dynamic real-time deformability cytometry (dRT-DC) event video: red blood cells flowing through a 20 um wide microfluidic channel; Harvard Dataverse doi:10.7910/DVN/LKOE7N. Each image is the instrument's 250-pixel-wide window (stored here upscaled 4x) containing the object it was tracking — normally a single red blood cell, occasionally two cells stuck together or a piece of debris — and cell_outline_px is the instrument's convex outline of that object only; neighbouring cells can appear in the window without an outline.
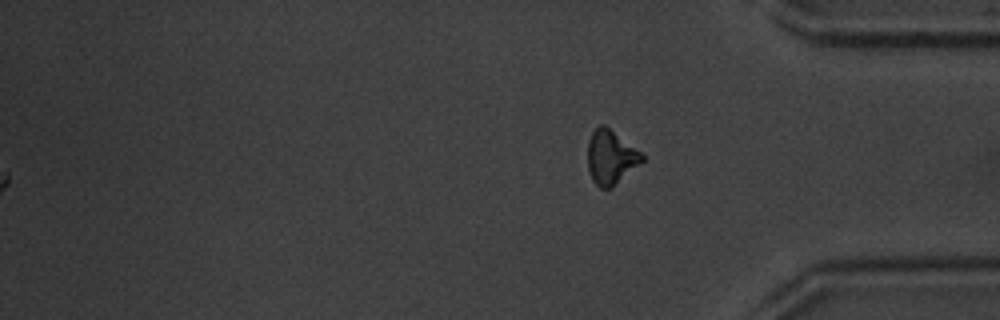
{"species": "common noctule bat (a hibernating species)", "species_latin": "Nyctalus noctula", "temperature_condition": "warm", "stored_images_in_passage": 52, "segment_of_instrument_passage": [2, 2], "camera_frame_rate_fps": 3000, "um_per_image_px": 0.085, "animal": {"sex": "male", "body_mass_g": 20.1, "forearm_length_mm": 53.5}, "frame": {"image": 1, "passage_image": 52, "time_ms": 17.0, "image_size_px": [1000, 320], "cell_outline_px": [[644, 160], [640, 164], [612, 188], [600, 188], [592, 180], [588, 168], [588, 140], [592, 132], [600, 124], [604, 124], [640, 152], [644, 156]], "centroid_in_image_um": [51.9, 13.38], "position_along_channel_um": 383.3, "area_um2": 16.99}}